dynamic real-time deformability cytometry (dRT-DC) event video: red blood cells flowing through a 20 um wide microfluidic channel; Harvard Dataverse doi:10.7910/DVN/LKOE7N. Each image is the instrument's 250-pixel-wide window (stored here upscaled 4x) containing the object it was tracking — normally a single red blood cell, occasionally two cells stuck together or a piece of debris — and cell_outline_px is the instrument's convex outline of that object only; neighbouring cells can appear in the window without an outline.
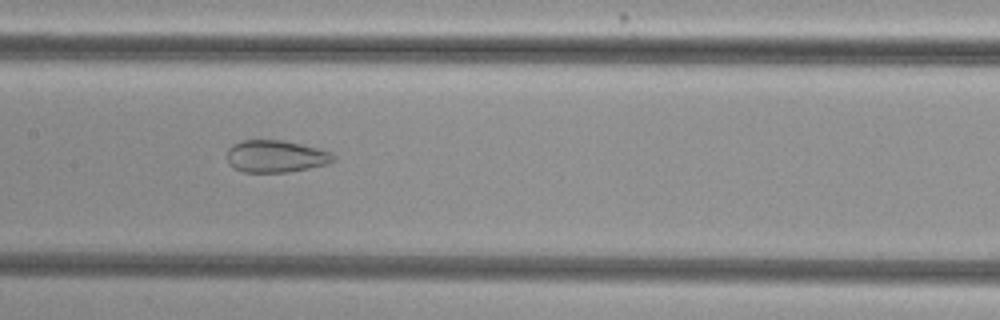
{"species": "common noctule bat (a hibernating species)", "species_latin": "Nyctalus noctula", "temperature_condition": "cold", "stored_images_in_passage": 54, "camera_frame_rate_fps": 3000, "um_per_image_px": 0.085, "animal": {"sex": "female", "body_mass_g": 29.2, "forearm_length_mm": 56.3}, "frame": {"image": 1, "passage_image": 27, "time_ms": 8.667, "image_size_px": [1000, 320], "cell_outline_px": [[336, 160], [328, 164], [288, 172], [244, 172], [228, 164], [228, 148], [232, 144], [244, 140], [280, 140], [300, 144], [332, 152], [336, 156]], "centroid_in_image_um": [23.46, 13.29], "position_along_channel_um": 183.9, "area_um2": 19.88}}
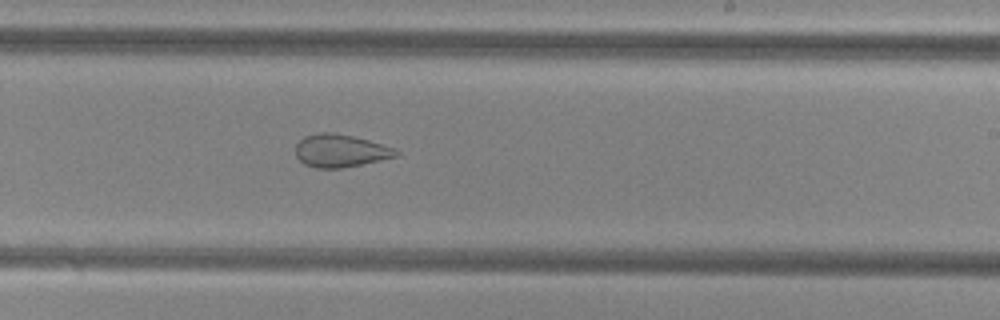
{"frame": {"image": 2, "passage_image": 33, "time_ms": 10.667, "image_size_px": [1000, 320], "cell_outline_px": [[400, 152], [396, 156], [380, 160], [340, 168], [316, 168], [304, 164], [296, 156], [296, 144], [304, 136], [320, 132], [332, 132], [352, 136], [368, 140], [396, 148]], "centroid_in_image_um": [28.92, 12.8], "position_along_channel_um": 260.1, "area_um2": 19.07}}
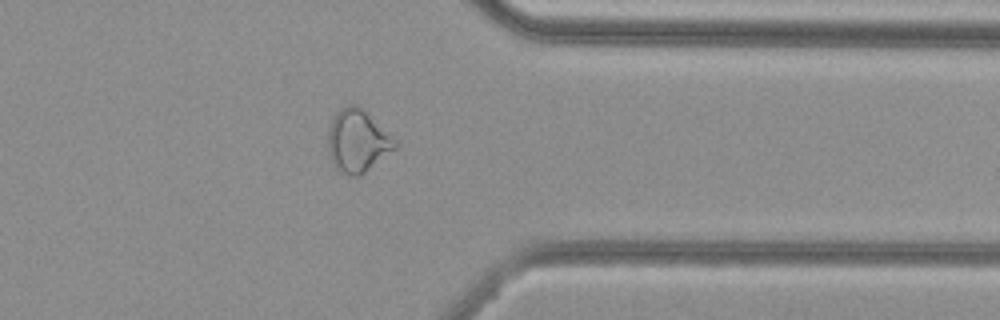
{"frame": {"image": 3, "passage_image": 43, "time_ms": 14.0, "image_size_px": [1000, 320], "cell_outline_px": [[400, 148], [360, 176], [348, 176], [340, 172], [332, 164], [328, 152], [328, 128], [336, 112], [340, 108], [348, 104], [356, 104], [396, 140], [400, 144]], "centroid_in_image_um": [30.41, 12.03], "position_along_channel_um": 381.0, "area_um2": 24.8}, "authors_computed_cell_mechanics": {"area_um2": 26.7036, "velocity_mm_per_s": 3.8177, "shape_relaxation_time_tau1_ms": null, "shape_relaxation_time_tau2_ms": 1.1375, "deformation_change_tau1": null, "deformation_change_tau2": 0.0741}}